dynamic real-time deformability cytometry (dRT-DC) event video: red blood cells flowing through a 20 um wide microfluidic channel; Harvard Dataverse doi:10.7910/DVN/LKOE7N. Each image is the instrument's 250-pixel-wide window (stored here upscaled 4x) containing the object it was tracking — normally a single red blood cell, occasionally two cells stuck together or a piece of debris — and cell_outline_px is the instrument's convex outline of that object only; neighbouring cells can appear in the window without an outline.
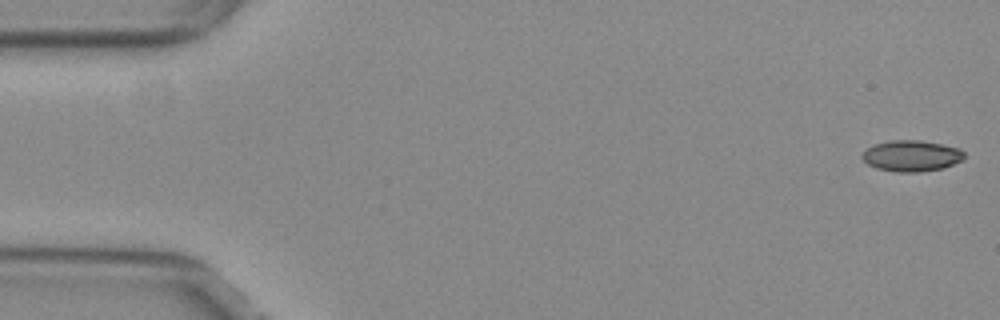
{"species": "common noctule bat (a hibernating species)", "species_latin": "Nyctalus noctula", "temperature_condition": "warm", "stored_images_in_passage": 9, "camera_frame_rate_fps": 3000, "um_per_image_px": 0.085, "animal": {"sex": "female", "body_mass_g": 29.2, "forearm_length_mm": 56.3}, "frame": {"image": 1, "passage_image": 1, "time_ms": 0.0, "image_size_px": [1000, 320], "cell_outline_px": [[964, 160], [944, 168], [920, 172], [896, 172], [876, 168], [868, 164], [860, 156], [872, 144], [892, 140], [920, 140], [960, 148], [964, 152]], "centroid_in_image_um": [77.49, 13.25], "position_along_channel_um": 7.5, "area_um2": 18.61}}